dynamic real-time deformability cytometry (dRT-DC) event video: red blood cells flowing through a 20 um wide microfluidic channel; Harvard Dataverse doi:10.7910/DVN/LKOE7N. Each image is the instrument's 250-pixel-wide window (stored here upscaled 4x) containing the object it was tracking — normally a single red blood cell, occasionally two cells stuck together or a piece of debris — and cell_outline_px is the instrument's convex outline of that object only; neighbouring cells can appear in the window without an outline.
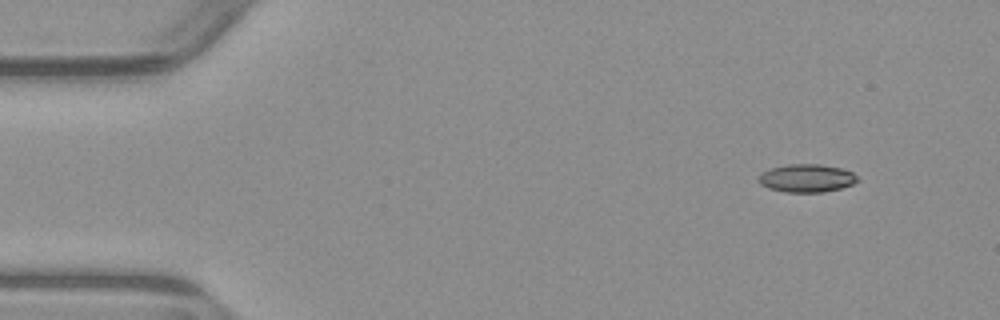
{"species": "common noctule bat (a hibernating species)", "species_latin": "Nyctalus noctula", "temperature_condition": "warm", "stored_images_in_passage": 49, "camera_frame_rate_fps": 3000, "um_per_image_px": 0.085, "animal": {"sex": "male", "body_mass_g": 23.1, "forearm_length_mm": 52.7}, "frame": {"image": 1, "passage_image": 1, "time_ms": 0.0, "image_size_px": [1000, 320], "cell_outline_px": [[860, 180], [852, 184], [840, 188], [824, 192], [784, 192], [768, 188], [760, 184], [756, 180], [756, 176], [760, 172], [772, 168], [788, 164], [820, 164], [840, 168], [852, 172]], "centroid_in_image_um": [68.51, 15.14], "position_along_channel_um": 16.5, "area_um2": 16.3}}
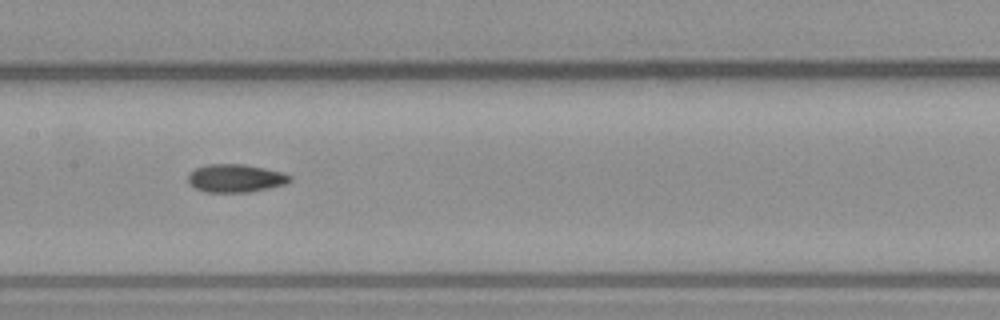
{"frame": {"image": 2, "passage_image": 22, "time_ms": 7.0, "image_size_px": [1000, 320], "cell_outline_px": [[292, 180], [284, 184], [268, 188], [248, 192], [204, 192], [188, 184], [188, 172], [196, 168], [208, 164], [244, 164], [284, 172], [292, 176]], "centroid_in_image_um": [20.01, 15.14], "position_along_channel_um": 187.4, "area_um2": 16.76}}
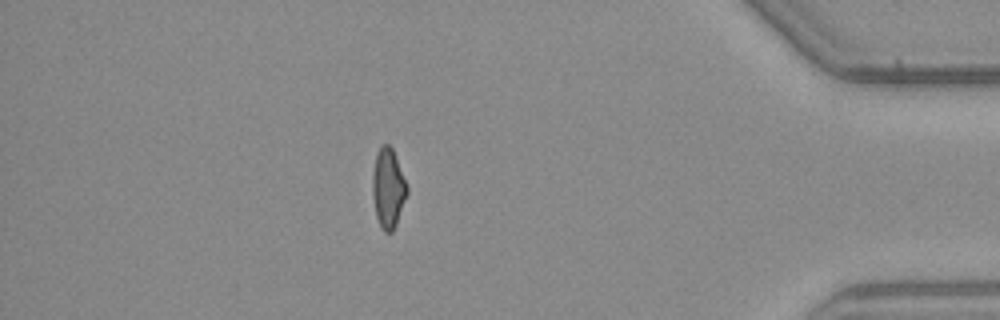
{"frame": {"image": 3, "passage_image": 42, "time_ms": 13.667, "image_size_px": [1000, 320], "cell_outline_px": [[408, 192], [396, 224], [392, 232], [384, 232], [380, 228], [376, 216], [372, 196], [372, 172], [376, 152], [380, 144], [388, 144], [392, 148], [408, 188]], "centroid_in_image_um": [32.96, 15.99], "position_along_channel_um": 402.2, "area_um2": 16.13}, "authors_computed_cell_mechanics": {"area_um2": 16.2996, "velocity_mm_per_s": 3.9204, "shape_relaxation_time_tau1_ms": 5.7479, "shape_relaxation_time_tau2_ms": 2.7155, "deformation_change_tau1": 0.1464, "deformation_change_tau2": 0.1014}}